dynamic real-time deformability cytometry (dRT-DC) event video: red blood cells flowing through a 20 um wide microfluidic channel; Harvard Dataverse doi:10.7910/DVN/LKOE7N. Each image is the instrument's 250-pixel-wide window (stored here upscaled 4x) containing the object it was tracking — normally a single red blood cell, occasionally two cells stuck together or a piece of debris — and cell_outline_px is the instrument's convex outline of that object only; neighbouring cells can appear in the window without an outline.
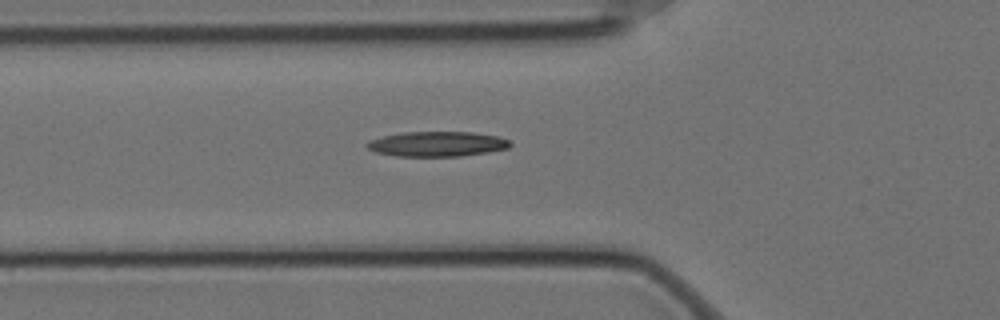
{"species": "Egyptian fruit bat (a non-hibernating species)", "species_latin": "Rousettus aegyptiacus", "temperature_condition": "cold", "stored_images_in_passage": 43, "camera_frame_rate_fps": 3000, "um_per_image_px": 0.085, "animal": {"sex": "female"}, "frame": {"image": 1, "passage_image": 11, "time_ms": 3.333, "image_size_px": [1000, 320], "cell_outline_px": [[512, 144], [508, 148], [488, 152], [460, 156], [396, 156], [376, 152], [368, 148], [364, 144], [368, 140], [384, 136], [404, 132], [472, 132], [496, 136], [508, 140]], "centroid_in_image_um": [37.13, 12.24], "position_along_channel_um": 88.7, "area_um2": 20.75}}
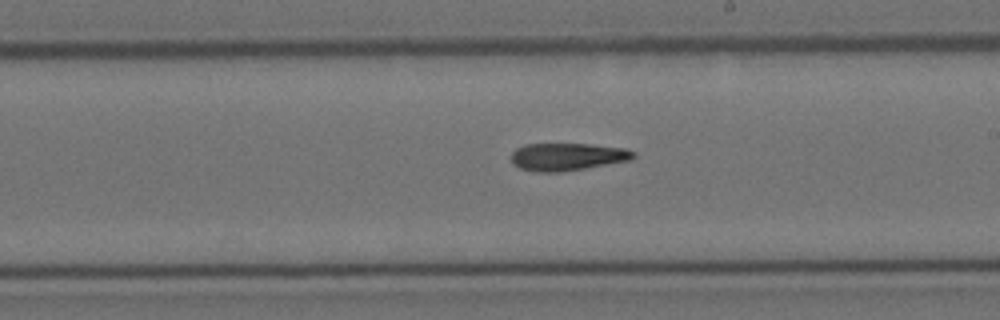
{"frame": {"image": 2, "passage_image": 24, "time_ms": 7.667, "image_size_px": [1000, 320], "cell_outline_px": [[636, 156], [632, 160], [560, 172], [536, 172], [520, 168], [512, 164], [512, 152], [516, 148], [524, 144], [588, 144], [624, 148], [636, 152]], "centroid_in_image_um": [48.22, 13.32], "position_along_channel_um": 240.8, "area_um2": 19.65}}
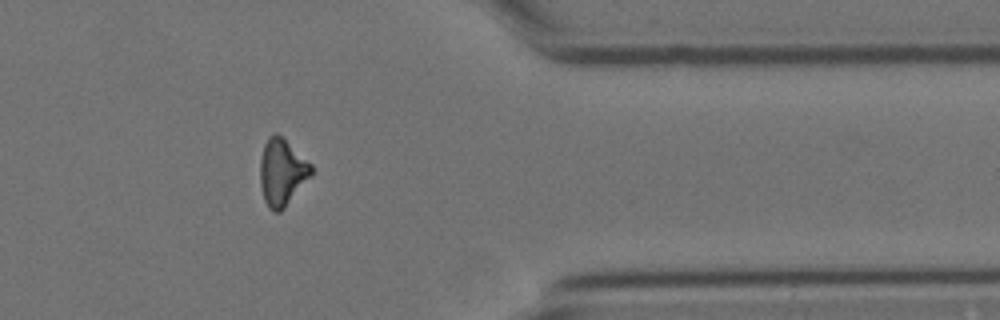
{"frame": {"image": 3, "passage_image": 38, "time_ms": 12.333, "image_size_px": [1000, 320], "cell_outline_px": [[312, 176], [284, 208], [280, 212], [272, 212], [268, 208], [264, 200], [260, 184], [260, 160], [264, 144], [268, 136], [276, 132], [312, 164]], "centroid_in_image_um": [23.96, 14.66], "position_along_channel_um": 387.4, "area_um2": 20.0}}